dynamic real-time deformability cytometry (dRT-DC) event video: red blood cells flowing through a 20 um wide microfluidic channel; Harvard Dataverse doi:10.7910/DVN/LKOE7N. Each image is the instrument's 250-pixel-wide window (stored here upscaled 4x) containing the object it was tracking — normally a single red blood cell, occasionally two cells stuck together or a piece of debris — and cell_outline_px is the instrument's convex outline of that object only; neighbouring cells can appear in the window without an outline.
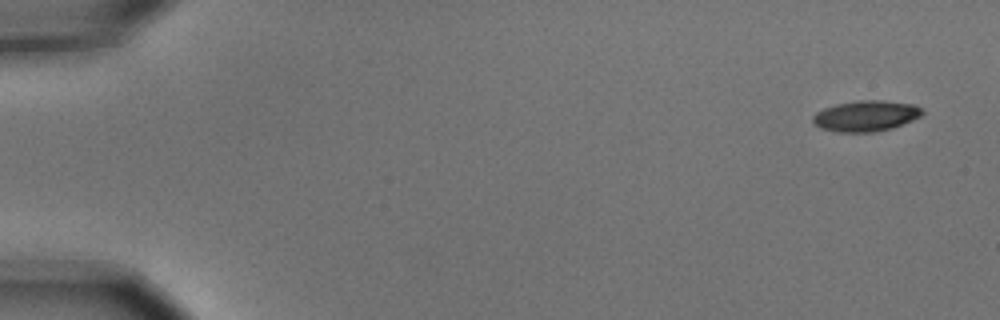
{"species": "common noctule bat (a hibernating species)", "species_latin": "Nyctalus noctula", "temperature_condition": "cold", "stored_images_in_passage": 6, "camera_frame_rate_fps": 3000, "um_per_image_px": 0.085, "animal": {"sex": "male", "body_mass_g": 15.6}, "frame": {"image": 1, "passage_image": 1, "time_ms": 0.0, "image_size_px": [1000, 320], "cell_outline_px": [[924, 112], [920, 116], [912, 120], [892, 128], [876, 132], [836, 132], [820, 128], [812, 120], [812, 116], [816, 112], [824, 108], [836, 104], [860, 100], [880, 100], [916, 104]], "centroid_in_image_um": [73.59, 9.85], "position_along_channel_um": 11.4, "area_um2": 19.65}}
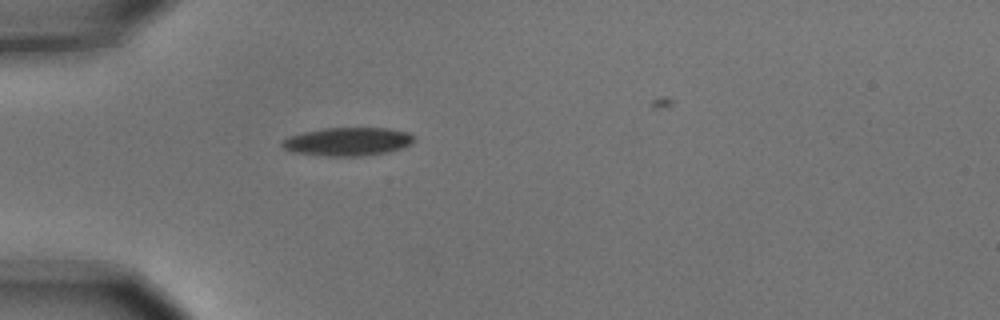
{"frame": {"image": 2, "passage_image": 5, "time_ms": 1.333, "image_size_px": [1000, 320], "cell_outline_px": [[412, 144], [388, 152], [360, 156], [328, 156], [292, 152], [284, 148], [280, 144], [288, 136], [304, 132], [324, 128], [388, 128], [408, 132], [412, 136]], "centroid_in_image_um": [29.53, 12.03], "position_along_channel_um": 55.5, "area_um2": 21.62}}